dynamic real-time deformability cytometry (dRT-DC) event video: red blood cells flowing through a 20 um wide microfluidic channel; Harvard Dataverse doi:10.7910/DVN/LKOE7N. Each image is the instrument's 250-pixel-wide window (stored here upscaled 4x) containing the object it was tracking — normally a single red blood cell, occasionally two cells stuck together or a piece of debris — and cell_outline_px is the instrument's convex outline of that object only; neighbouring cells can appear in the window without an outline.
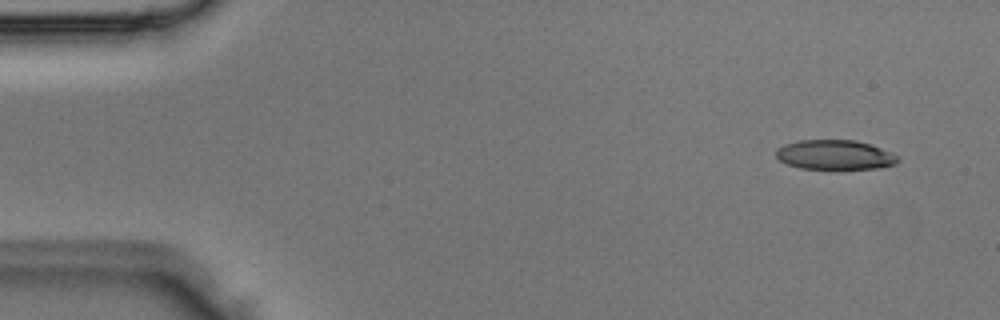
{"species": "Egyptian fruit bat (a non-hibernating species)", "species_latin": "Rousettus aegyptiacus", "temperature_condition": "room temperature", "stored_images_in_passage": 4, "camera_frame_rate_fps": 3000, "um_per_image_px": 0.085, "animal": {"sex": "male"}, "frame": {"image": 1, "passage_image": 1, "time_ms": 0.0, "image_size_px": [1000, 320], "cell_outline_px": [[900, 160], [896, 164], [880, 168], [800, 168], [788, 164], [780, 160], [776, 156], [776, 148], [784, 144], [800, 140], [856, 140], [872, 144], [900, 156]], "centroid_in_image_um": [71.0, 13.14], "position_along_channel_um": 14.0, "area_um2": 21.04}}